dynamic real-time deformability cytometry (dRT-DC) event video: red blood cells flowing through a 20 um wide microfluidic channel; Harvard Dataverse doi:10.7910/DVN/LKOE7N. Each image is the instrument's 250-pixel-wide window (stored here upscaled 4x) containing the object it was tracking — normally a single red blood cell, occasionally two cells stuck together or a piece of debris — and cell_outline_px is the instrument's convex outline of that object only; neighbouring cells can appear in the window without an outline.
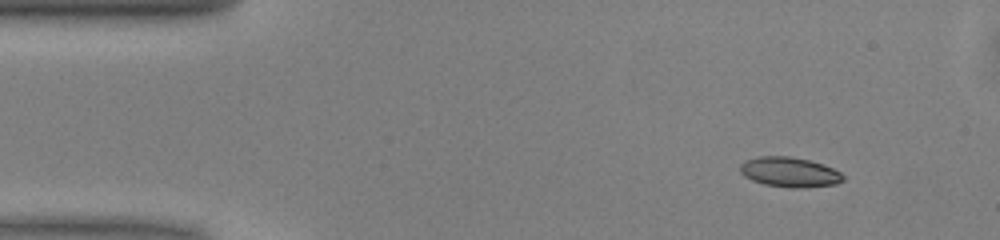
{"species": "common noctule bat (a hibernating species)", "species_latin": "Nyctalus noctula", "temperature_condition": "warm", "stored_images_in_passage": 46, "camera_frame_rate_fps": 3000, "um_per_image_px": 0.085, "animal": {"sex": "male", "body_mass_g": 13.0, "forearm_length_mm": 53.1}, "frame": {"image": 1, "passage_image": 1, "time_ms": 0.0, "image_size_px": [1000, 240], "cell_outline_px": [[844, 180], [836, 184], [800, 188], [788, 188], [764, 184], [752, 180], [744, 176], [740, 172], [740, 164], [744, 160], [760, 156], [792, 156], [808, 160], [832, 168], [840, 172], [844, 176]], "centroid_in_image_um": [67.08, 14.63], "position_along_channel_um": 17.9, "area_um2": 17.98}}
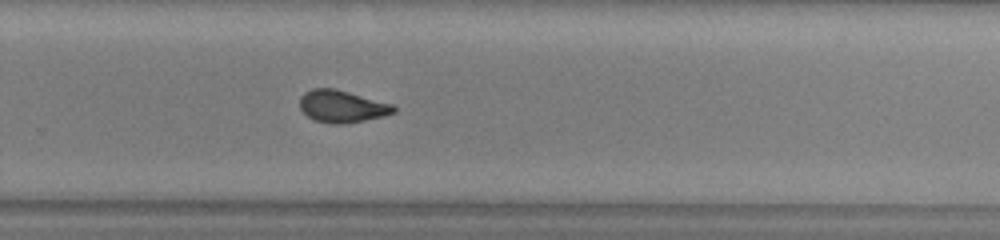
{"frame": {"image": 2, "passage_image": 28, "time_ms": 9.0, "image_size_px": [1000, 240], "cell_outline_px": [[396, 112], [384, 116], [364, 120], [340, 124], [332, 124], [316, 120], [308, 116], [300, 108], [300, 96], [304, 92], [312, 88], [336, 88], [392, 104], [396, 108]], "centroid_in_image_um": [29.06, 9.02], "position_along_channel_um": 300.7, "area_um2": 17.57}}
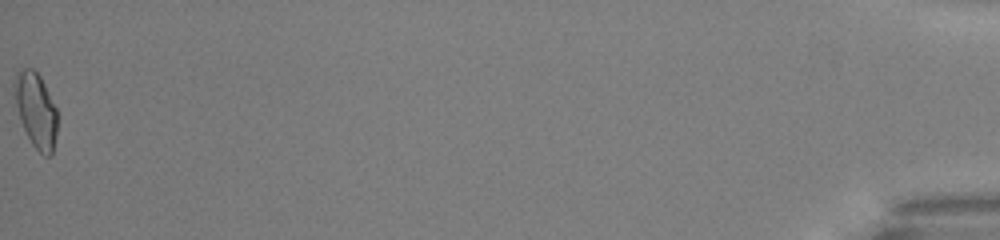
{"frame": {"image": 3, "passage_image": 46, "time_ms": 15.0, "image_size_px": [1000, 240], "cell_outline_px": [[56, 136], [52, 156], [44, 156], [32, 144], [20, 120], [12, 88], [12, 84], [16, 72], [24, 68], [32, 68], [40, 76], [56, 108]], "centroid_in_image_um": [3.03, 9.35], "position_along_channel_um": 432.2, "area_um2": 18.67}, "authors_computed_cell_mechanics": {"area_um2": 17.8024, "velocity_mm_per_s": 4.0551, "shape_relaxation_time_tau1_ms": 8.8231, "shape_relaxation_time_tau2_ms": 1.7357, "deformation_change_tau1": 0.2138, "deformation_change_tau2": 0.0837}}